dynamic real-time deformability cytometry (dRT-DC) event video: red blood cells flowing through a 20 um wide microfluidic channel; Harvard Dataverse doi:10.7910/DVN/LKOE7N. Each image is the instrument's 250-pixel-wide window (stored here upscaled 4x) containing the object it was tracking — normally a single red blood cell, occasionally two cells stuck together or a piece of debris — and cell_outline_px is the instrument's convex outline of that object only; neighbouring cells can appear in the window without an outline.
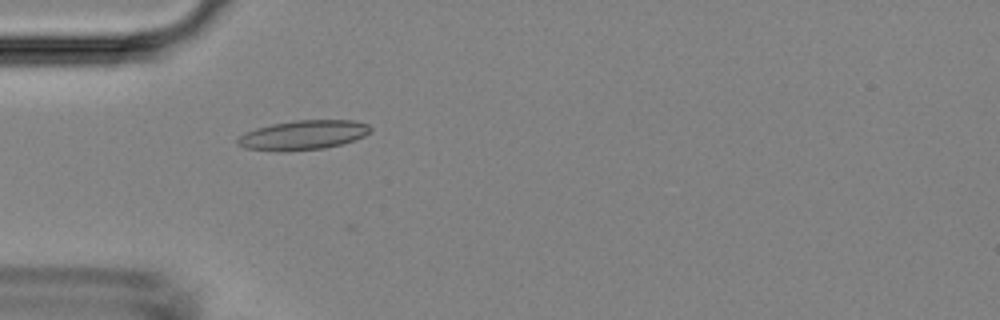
{"species": "Egyptian fruit bat (a non-hibernating species)", "species_latin": "Rousettus aegyptiacus", "temperature_condition": "room temperature", "stored_images_in_passage": 5, "camera_frame_rate_fps": 3000, "um_per_image_px": 0.085, "animal": {"sex": "female"}, "frame": {"image": 1, "passage_image": 5, "time_ms": 4.667, "image_size_px": [1000, 320], "cell_outline_px": [[372, 132], [364, 136], [344, 144], [324, 148], [288, 152], [276, 152], [244, 148], [236, 144], [236, 136], [244, 132], [256, 128], [272, 124], [296, 120], [352, 120], [368, 124], [372, 128]], "centroid_in_image_um": [25.73, 11.49], "position_along_channel_um": 59.3, "area_um2": 23.35}}